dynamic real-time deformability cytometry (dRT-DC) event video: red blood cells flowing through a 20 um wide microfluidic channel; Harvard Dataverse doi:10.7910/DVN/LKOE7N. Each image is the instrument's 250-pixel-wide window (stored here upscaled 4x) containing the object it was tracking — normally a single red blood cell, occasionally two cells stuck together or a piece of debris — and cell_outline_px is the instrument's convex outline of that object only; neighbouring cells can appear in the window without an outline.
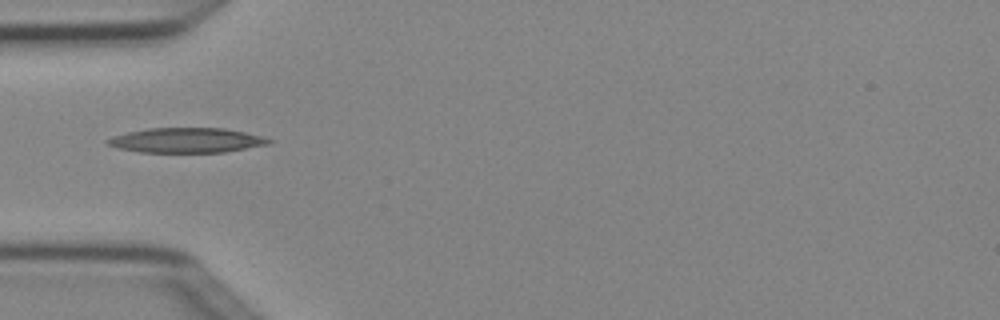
{"species": "Egyptian fruit bat (a non-hibernating species)", "species_latin": "Rousettus aegyptiacus", "temperature_condition": "cold", "stored_images_in_passage": 1, "camera_frame_rate_fps": 3000, "um_per_image_px": 0.085, "animal": {"sex": "female"}, "frame": {"image": 1, "passage_image": 1, "time_ms": 0.0, "image_size_px": [1000, 320], "cell_outline_px": [[272, 144], [224, 152], [140, 152], [116, 148], [108, 144], [104, 140], [112, 136], [128, 132], [148, 128], [224, 128], [244, 132], [260, 136], [272, 140]], "centroid_in_image_um": [15.84, 11.92], "position_along_channel_um": 69.2, "area_um2": 23.35}}